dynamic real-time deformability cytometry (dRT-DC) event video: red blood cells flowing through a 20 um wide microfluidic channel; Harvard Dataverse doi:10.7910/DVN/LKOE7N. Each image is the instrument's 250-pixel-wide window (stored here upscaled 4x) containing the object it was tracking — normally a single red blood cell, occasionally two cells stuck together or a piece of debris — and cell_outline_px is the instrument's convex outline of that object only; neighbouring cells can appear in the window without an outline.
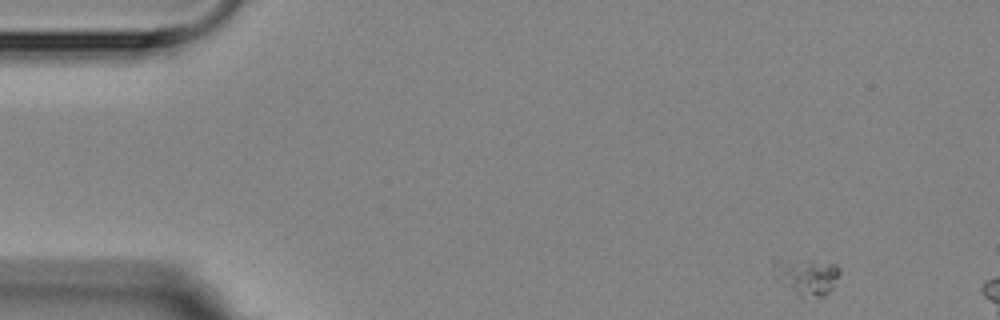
{"species": "Egyptian fruit bat (a non-hibernating species)", "species_latin": "Rousettus aegyptiacus", "temperature_condition": "room temperature", "stored_images_in_passage": 5, "camera_frame_rate_fps": 3000, "um_per_image_px": 0.085, "animal": {"sex": "female"}, "frame": {"image": 1, "passage_image": 1, "time_ms": 0.0, "image_size_px": [1000, 320], "cell_outline_px": [[840, 272], [832, 288], [824, 296], [800, 296], [776, 276], [772, 272], [772, 260], [812, 260], [836, 264], [840, 268]], "centroid_in_image_um": [68.58, 23.46], "position_along_channel_um": 16.4, "area_um2": 13.64}}